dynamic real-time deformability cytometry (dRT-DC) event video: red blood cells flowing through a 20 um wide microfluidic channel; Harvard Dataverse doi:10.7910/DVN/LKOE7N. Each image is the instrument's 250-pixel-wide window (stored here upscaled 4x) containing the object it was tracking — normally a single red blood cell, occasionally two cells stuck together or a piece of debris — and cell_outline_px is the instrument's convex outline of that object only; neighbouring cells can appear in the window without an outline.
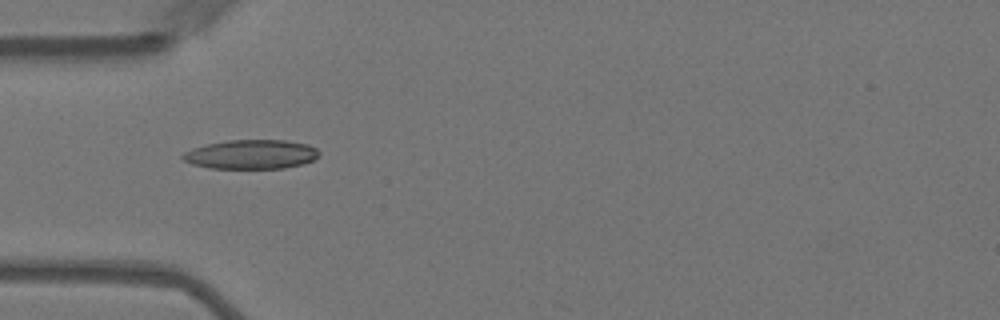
{"species": "Egyptian fruit bat (a non-hibernating species)", "species_latin": "Rousettus aegyptiacus", "temperature_condition": "warm", "stored_images_in_passage": 28, "camera_frame_rate_fps": 3000, "um_per_image_px": 0.085, "animal": {"sex": "female"}, "frame": {"image": 1, "passage_image": 1, "time_ms": 0.0, "image_size_px": [1000, 320], "cell_outline_px": [[320, 156], [312, 160], [300, 164], [284, 168], [208, 168], [192, 164], [184, 160], [180, 156], [184, 152], [192, 148], [208, 144], [228, 140], [284, 140], [308, 144], [316, 148], [320, 152]], "centroid_in_image_um": [21.34, 13.12], "position_along_channel_um": 63.7, "area_um2": 23.18}}
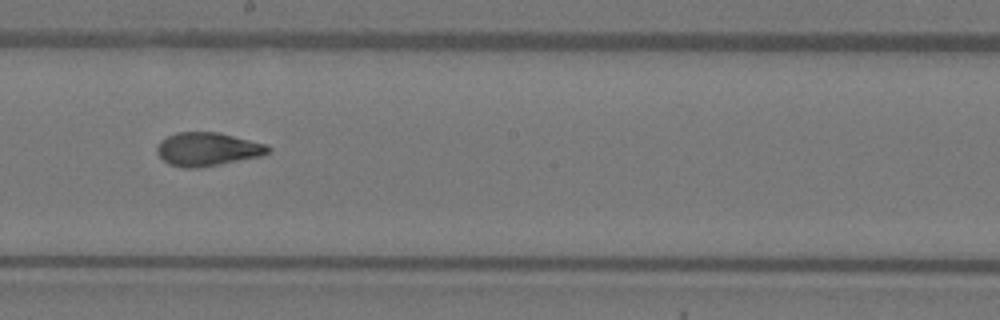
{"frame": {"image": 2, "passage_image": 15, "time_ms": 4.667, "image_size_px": [1000, 320], "cell_outline_px": [[272, 152], [260, 156], [196, 168], [184, 168], [168, 164], [156, 152], [156, 148], [160, 140], [176, 132], [216, 132], [268, 144], [272, 148]], "centroid_in_image_um": [17.64, 12.67], "position_along_channel_um": 230.6, "area_um2": 21.62}}
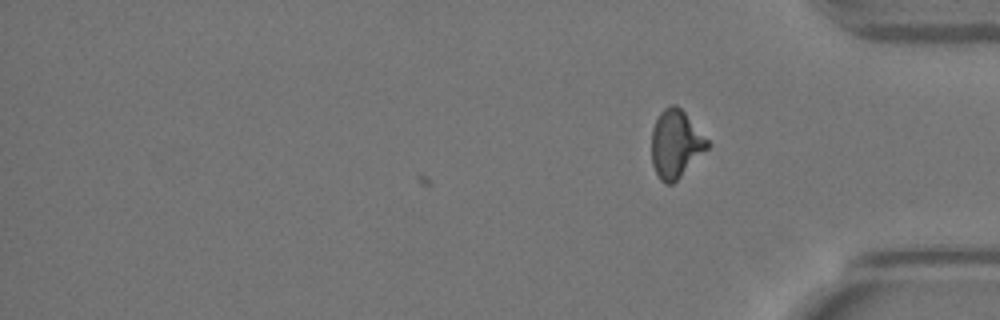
{"frame": {"image": 3, "passage_image": 28, "time_ms": 9.0, "image_size_px": [1000, 320], "cell_outline_px": [[712, 144], [672, 184], [664, 184], [660, 180], [652, 164], [652, 128], [660, 112], [668, 104], [676, 104], [684, 112]], "centroid_in_image_um": [57.43, 12.22], "position_along_channel_um": 377.8, "area_um2": 21.91}, "authors_computed_cell_mechanics": {"area_um2": 21.675, "velocity_mm_per_s": 3.568, "shape_relaxation_time_tau1_ms": 6.1354, "shape_relaxation_time_tau2_ms": 1.3172, "deformation_change_tau1": 0.2002, "deformation_change_tau2": 0.0693}}